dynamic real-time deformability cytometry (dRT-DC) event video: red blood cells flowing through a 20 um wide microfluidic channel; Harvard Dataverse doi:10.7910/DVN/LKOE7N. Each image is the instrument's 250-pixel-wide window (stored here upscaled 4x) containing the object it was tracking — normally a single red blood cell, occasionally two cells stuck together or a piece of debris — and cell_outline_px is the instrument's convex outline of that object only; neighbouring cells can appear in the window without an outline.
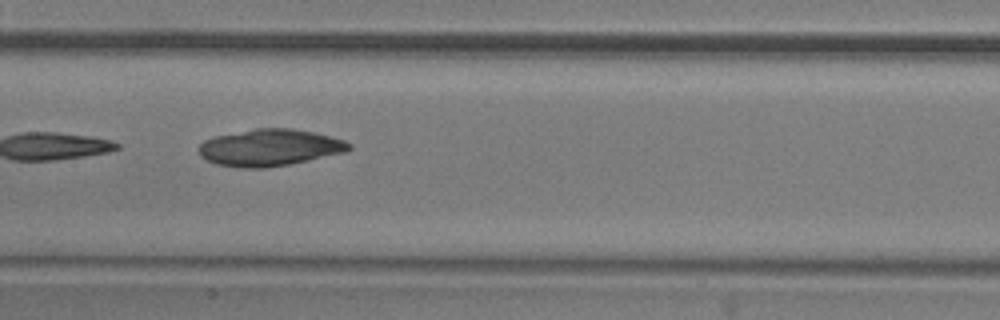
{"species": "common noctule bat (a hibernating species)", "species_latin": "Nyctalus noctula", "temperature_condition": "room temperature", "stored_images_in_passage": 14, "camera_frame_rate_fps": 3000, "um_per_image_px": 0.085, "animal": {"sex": "male", "body_mass_g": 20.5, "forearm_length_mm": 52.5}, "frame": {"image": 1, "passage_image": 7, "time_ms": 2.0, "image_size_px": [1000, 320], "cell_outline_px": [[352, 148], [344, 152], [288, 164], [264, 168], [244, 168], [216, 164], [200, 156], [200, 144], [204, 140], [216, 136], [256, 128], [292, 128], [312, 132], [344, 140], [352, 144]], "centroid_in_image_um": [22.92, 12.54], "position_along_channel_um": 184.5, "area_um2": 31.79}}
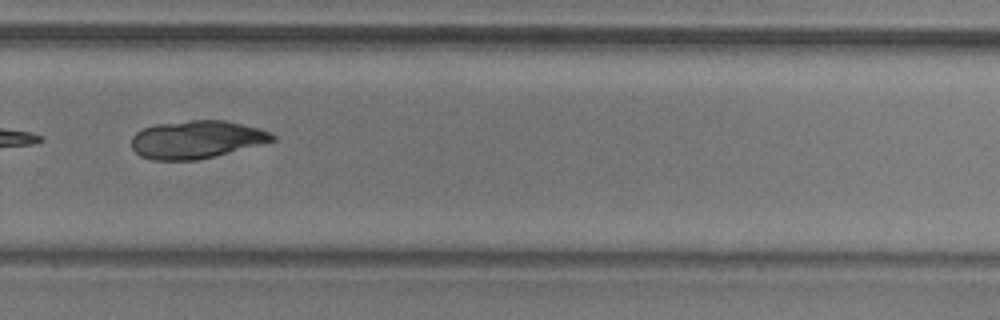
{"frame": {"image": 2, "passage_image": 10, "time_ms": 3.0, "image_size_px": [1000, 320], "cell_outline_px": [[276, 140], [196, 160], [152, 160], [140, 156], [132, 148], [132, 136], [136, 132], [144, 128], [156, 124], [192, 120], [224, 120], [260, 128], [272, 132], [276, 136]], "centroid_in_image_um": [16.69, 11.85], "position_along_channel_um": 313.1, "area_um2": 30.87}}
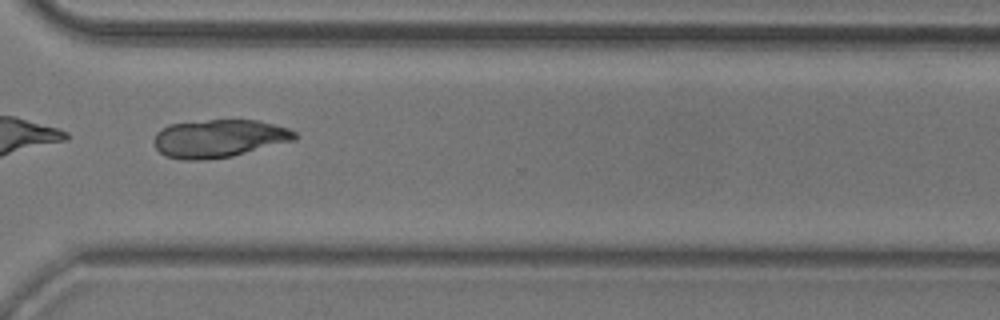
{"frame": {"image": 3, "passage_image": 11, "time_ms": 3.333, "image_size_px": [1000, 320], "cell_outline_px": [[300, 136], [296, 140], [232, 156], [200, 160], [184, 160], [164, 156], [156, 148], [152, 140], [156, 132], [168, 124], [208, 120], [256, 120], [288, 128], [296, 132]], "centroid_in_image_um": [18.6, 11.77], "position_along_channel_um": 352.0, "area_um2": 31.27}}